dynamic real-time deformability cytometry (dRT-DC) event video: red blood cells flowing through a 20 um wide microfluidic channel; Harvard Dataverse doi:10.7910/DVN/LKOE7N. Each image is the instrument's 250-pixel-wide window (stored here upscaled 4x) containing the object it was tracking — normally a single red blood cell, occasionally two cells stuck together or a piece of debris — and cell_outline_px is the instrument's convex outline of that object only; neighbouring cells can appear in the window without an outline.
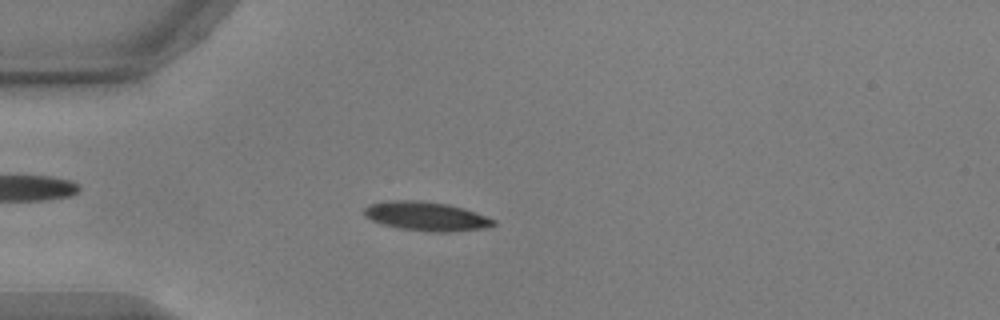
{"species": "common noctule bat (a hibernating species)", "species_latin": "Nyctalus noctula", "temperature_condition": "warm", "stored_images_in_passage": 53, "camera_frame_rate_fps": 3000, "um_per_image_px": 0.085, "animal": {"sex": "male", "body_mass_g": 17.9, "forearm_length_mm": 54.2}, "frame": {"image": 1, "passage_image": 14, "time_ms": 4.333, "image_size_px": [1000, 320], "cell_outline_px": [[496, 224], [488, 228], [448, 232], [432, 232], [400, 228], [380, 224], [364, 216], [364, 208], [368, 204], [392, 200], [416, 200], [448, 204], [464, 208], [476, 212], [496, 220]], "centroid_in_image_um": [36.24, 18.38], "position_along_channel_um": 48.8, "area_um2": 22.02}}
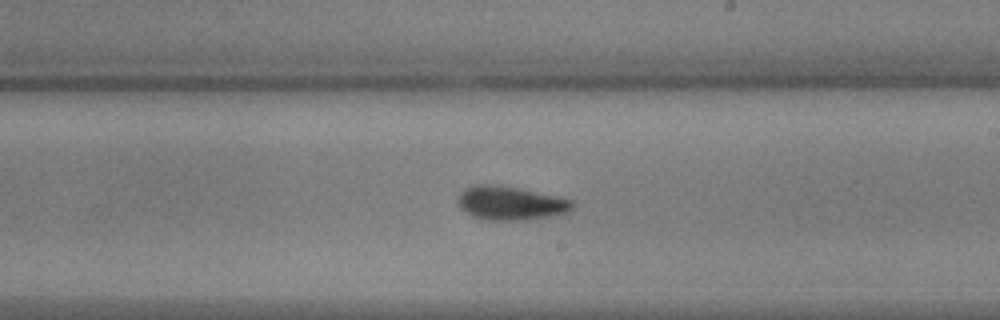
{"frame": {"image": 2, "passage_image": 31, "time_ms": 10.0, "image_size_px": [1000, 320], "cell_outline_px": [[572, 208], [568, 212], [552, 216], [528, 220], [484, 220], [472, 216], [460, 208], [456, 200], [460, 192], [464, 188], [472, 184], [496, 184], [520, 188], [560, 196], [572, 200]], "centroid_in_image_um": [43.36, 17.25], "position_along_channel_um": 245.6, "area_um2": 23.0}}
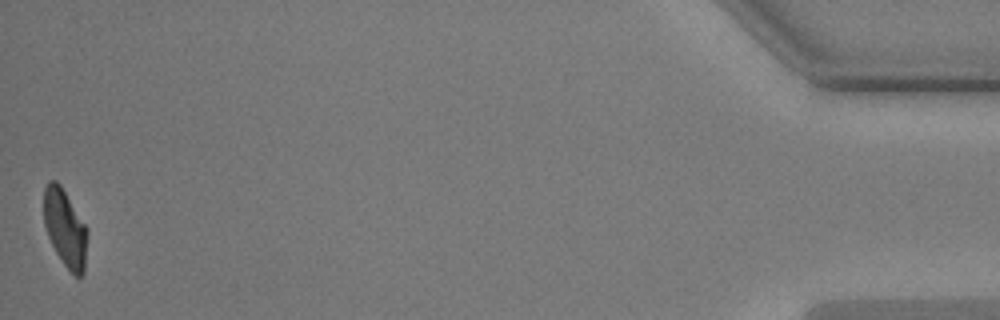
{"frame": {"image": 3, "passage_image": 53, "time_ms": 17.333, "image_size_px": [1000, 320], "cell_outline_px": [[88, 236], [84, 272], [80, 276], [72, 276], [56, 252], [48, 236], [44, 224], [44, 188], [48, 180], [56, 180], [60, 184], [88, 228]], "centroid_in_image_um": [5.55, 19.4], "position_along_channel_um": 429.7, "area_um2": 19.83}, "authors_computed_cell_mechanics": {"area_um2": 20.9236, "velocity_mm_per_s": 3.738, "shape_relaxation_time_tau1_ms": 2.9257, "shape_relaxation_time_tau2_ms": 2.1748, "deformation_change_tau1": 0.1608, "deformation_change_tau2": 0.0893}}